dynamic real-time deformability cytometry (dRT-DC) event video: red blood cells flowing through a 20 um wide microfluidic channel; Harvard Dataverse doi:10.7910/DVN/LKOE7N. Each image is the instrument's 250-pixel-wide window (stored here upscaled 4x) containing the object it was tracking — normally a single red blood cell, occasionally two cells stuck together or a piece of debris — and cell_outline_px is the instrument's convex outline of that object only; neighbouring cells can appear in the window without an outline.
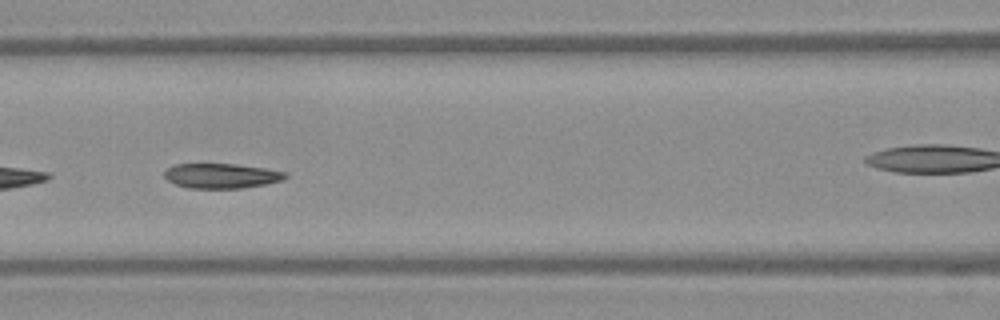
{"species": "Egyptian fruit bat (a non-hibernating species)", "species_latin": "Rousettus aegyptiacus", "temperature_condition": "warm", "stored_images_in_passage": 40, "camera_frame_rate_fps": 3000, "um_per_image_px": 0.085, "frame": {"image": 1, "passage_image": 23, "time_ms": 7.333, "image_size_px": [1000, 320], "cell_outline_px": [[288, 176], [284, 180], [264, 184], [240, 188], [188, 188], [176, 184], [168, 180], [164, 176], [164, 172], [168, 168], [176, 164], [236, 164], [264, 168], [288, 172]], "centroid_in_image_um": [18.85, 14.94], "position_along_channel_um": 147.8, "area_um2": 17.46}}
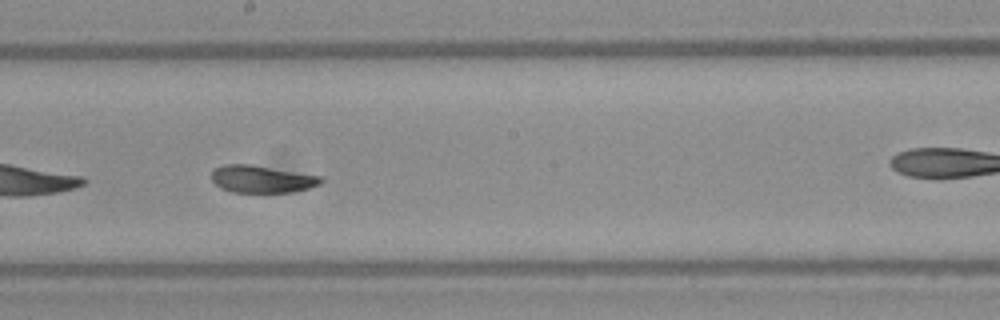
{"frame": {"image": 2, "passage_image": 29, "time_ms": 9.333, "image_size_px": [1000, 320], "cell_outline_px": [[324, 180], [320, 184], [308, 188], [292, 192], [232, 192], [220, 188], [212, 180], [212, 172], [216, 168], [224, 164], [248, 164], [324, 176]], "centroid_in_image_um": [22.28, 15.22], "position_along_channel_um": 225.9, "area_um2": 17.4}, "authors_computed_cell_mechanics": {"area_um2": 20.1722, "velocity_mm_per_s": 3.9124, "shape_relaxation_time_tau1_ms": 7.1487, "shape_relaxation_time_tau2_ms": 1.9943, "deformation_change_tau1": 0.2198, "deformation_change_tau2": 0.0719}}